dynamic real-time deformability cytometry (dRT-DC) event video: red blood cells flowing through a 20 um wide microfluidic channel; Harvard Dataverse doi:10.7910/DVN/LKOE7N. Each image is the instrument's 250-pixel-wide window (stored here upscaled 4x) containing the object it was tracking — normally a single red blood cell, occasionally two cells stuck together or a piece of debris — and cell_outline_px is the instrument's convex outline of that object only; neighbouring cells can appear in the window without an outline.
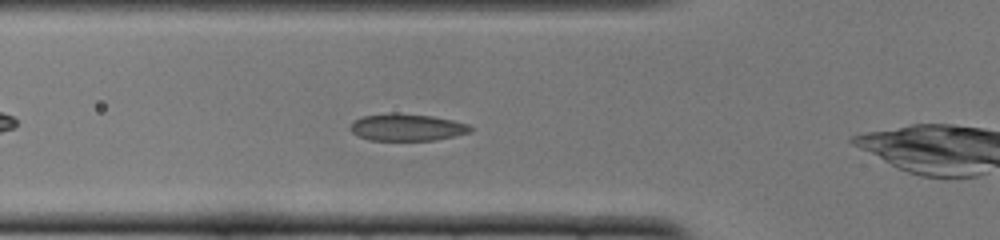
{"species": "common noctule bat (a hibernating species)", "species_latin": "Nyctalus noctula", "temperature_condition": "cold", "stored_images_in_passage": 31, "camera_frame_rate_fps": 3000, "um_per_image_px": 0.085, "animal": {"sex": "female", "body_mass_g": 22.0, "forearm_length_mm": 56.7}, "frame": {"image": 1, "passage_image": 3, "time_ms": 0.667, "image_size_px": [1000, 240], "cell_outline_px": [[472, 132], [436, 140], [368, 140], [352, 132], [348, 128], [356, 120], [364, 116], [388, 112], [392, 112], [432, 116], [452, 120], [468, 124], [472, 128]], "centroid_in_image_um": [34.6, 10.82], "position_along_channel_um": 91.2, "area_um2": 18.9}}
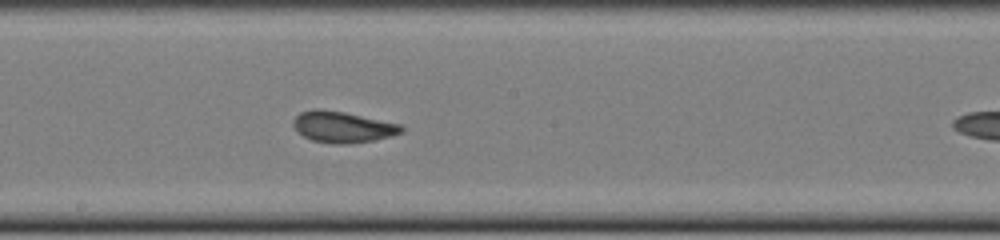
{"frame": {"image": 2, "passage_image": 13, "time_ms": 4.0, "image_size_px": [1000, 240], "cell_outline_px": [[404, 128], [400, 132], [388, 136], [372, 140], [348, 144], [332, 144], [312, 140], [304, 136], [296, 128], [296, 116], [300, 112], [312, 108], [320, 108], [344, 112], [400, 124]], "centroid_in_image_um": [29.11, 10.78], "position_along_channel_um": 219.1, "area_um2": 19.19}}
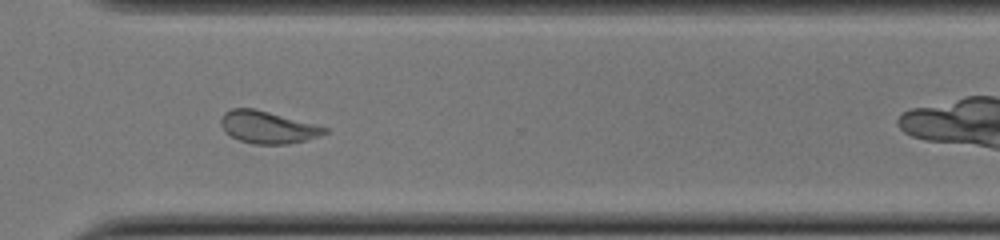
{"frame": {"image": 3, "passage_image": 23, "time_ms": 7.333, "image_size_px": [1000, 240], "cell_outline_px": [[328, 132], [304, 140], [288, 144], [252, 144], [240, 140], [232, 136], [220, 124], [220, 120], [224, 112], [232, 108], [256, 108], [328, 128]], "centroid_in_image_um": [22.73, 10.8], "position_along_channel_um": 347.9, "area_um2": 19.19}}